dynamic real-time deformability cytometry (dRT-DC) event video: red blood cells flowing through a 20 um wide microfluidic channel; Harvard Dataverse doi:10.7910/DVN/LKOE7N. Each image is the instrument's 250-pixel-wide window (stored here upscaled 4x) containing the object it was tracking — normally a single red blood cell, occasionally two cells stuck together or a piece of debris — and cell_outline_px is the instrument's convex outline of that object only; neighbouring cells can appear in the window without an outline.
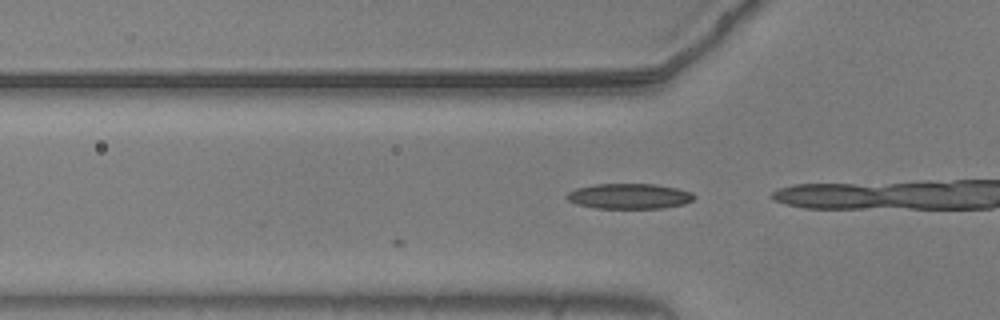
{"species": "common noctule bat (a hibernating species)", "species_latin": "Nyctalus noctula", "temperature_condition": "warm", "stored_images_in_passage": 16, "camera_frame_rate_fps": 3000, "um_per_image_px": 0.085, "animal": {"sex": "male", "body_mass_g": 20.5, "forearm_length_mm": 52.5}, "frame": {"image": 1, "passage_image": 3, "time_ms": 0.667, "image_size_px": [1000, 320], "cell_outline_px": [[696, 196], [692, 200], [684, 204], [664, 208], [596, 208], [576, 204], [568, 200], [564, 196], [568, 192], [576, 188], [596, 184], [656, 184], [676, 188], [692, 192]], "centroid_in_image_um": [53.48, 16.67], "position_along_channel_um": 72.3, "area_um2": 18.84}}